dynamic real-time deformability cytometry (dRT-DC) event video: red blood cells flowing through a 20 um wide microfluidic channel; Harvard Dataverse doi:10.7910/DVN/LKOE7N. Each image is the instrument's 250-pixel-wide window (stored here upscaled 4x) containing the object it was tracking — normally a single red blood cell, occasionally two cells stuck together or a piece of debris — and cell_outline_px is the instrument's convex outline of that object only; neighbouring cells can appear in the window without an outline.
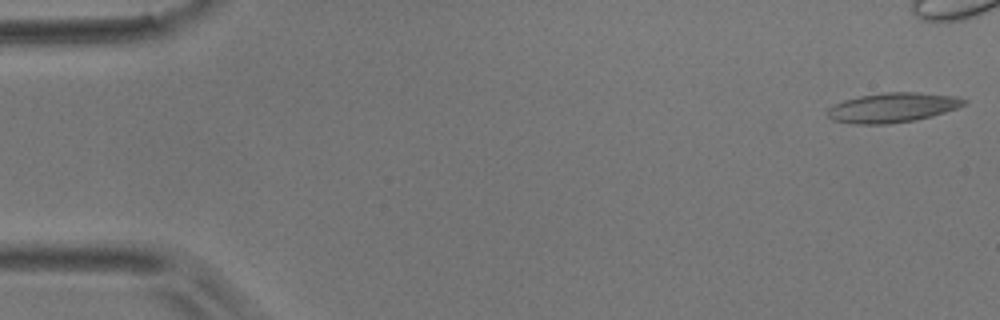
{"species": "common noctule bat (a hibernating species)", "species_latin": "Nyctalus noctula", "temperature_condition": "room temperature", "stored_images_in_passage": 41, "camera_frame_rate_fps": 3000, "um_per_image_px": 0.085, "animal": {"sex": "male", "body_mass_g": 17.9}, "frame": {"image": 1, "passage_image": 1, "time_ms": 0.0, "image_size_px": [1000, 320], "cell_outline_px": [[968, 100], [964, 104], [956, 108], [932, 116], [916, 120], [888, 124], [852, 124], [832, 120], [828, 116], [828, 108], [832, 104], [844, 100], [860, 96], [884, 92], [916, 92], [956, 96]], "centroid_in_image_um": [75.84, 9.14], "position_along_channel_um": 9.2, "area_um2": 23.64}}
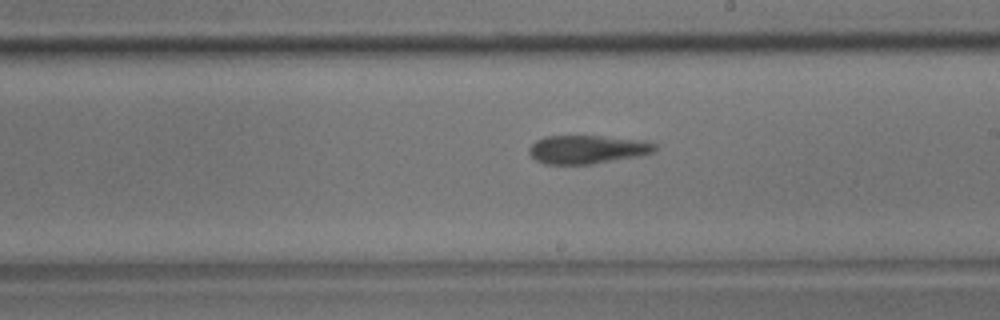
{"frame": {"image": 2, "passage_image": 29, "time_ms": 9.333, "image_size_px": [1000, 320], "cell_outline_px": [[656, 152], [640, 156], [592, 164], [544, 164], [536, 160], [528, 152], [528, 148], [536, 140], [544, 136], [600, 136], [644, 140], [656, 144]], "centroid_in_image_um": [49.93, 12.7], "position_along_channel_um": 239.1, "area_um2": 21.04}}
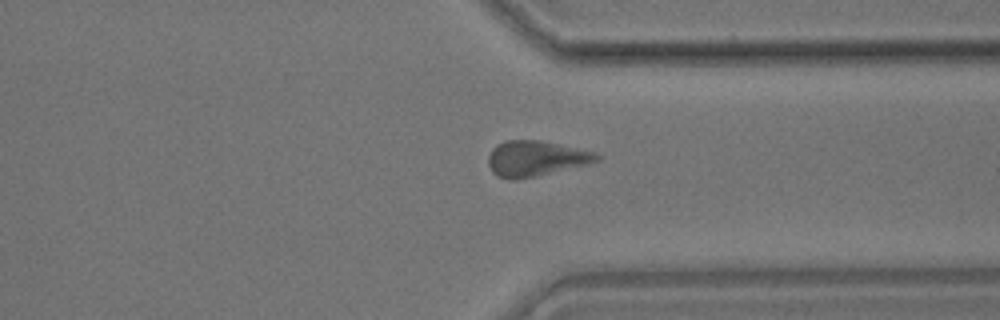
{"frame": {"image": 3, "passage_image": 39, "time_ms": 12.667, "image_size_px": [1000, 320], "cell_outline_px": [[604, 156], [600, 160], [588, 164], [516, 180], [508, 180], [496, 176], [492, 172], [488, 164], [488, 156], [492, 148], [496, 144], [504, 140], [540, 140], [596, 152]], "centroid_in_image_um": [45.53, 13.47], "position_along_channel_um": 365.9, "area_um2": 22.6}}